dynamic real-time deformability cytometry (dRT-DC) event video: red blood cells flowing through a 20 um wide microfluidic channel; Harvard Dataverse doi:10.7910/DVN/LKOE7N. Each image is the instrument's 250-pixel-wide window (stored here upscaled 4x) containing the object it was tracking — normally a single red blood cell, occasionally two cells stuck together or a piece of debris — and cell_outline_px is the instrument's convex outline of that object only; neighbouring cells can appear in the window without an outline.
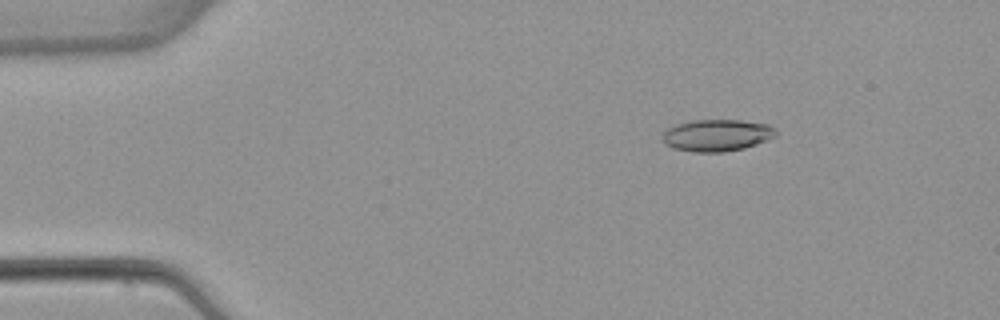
{"species": "common noctule bat (a hibernating species)", "species_latin": "Nyctalus noctula", "temperature_condition": "warm", "stored_images_in_passage": 4, "camera_frame_rate_fps": 3000, "um_per_image_px": 0.085, "animal": {"sex": "female", "body_mass_g": 22.7, "forearm_length_mm": 54.2}, "frame": {"image": 1, "passage_image": 2, "time_ms": 1.0, "image_size_px": [1000, 320], "cell_outline_px": [[776, 136], [756, 144], [744, 148], [724, 152], [692, 152], [672, 148], [664, 140], [664, 132], [668, 128], [676, 124], [692, 120], [740, 120], [768, 124], [776, 128]], "centroid_in_image_um": [60.96, 11.49], "position_along_channel_um": 24.0, "area_um2": 20.98}}